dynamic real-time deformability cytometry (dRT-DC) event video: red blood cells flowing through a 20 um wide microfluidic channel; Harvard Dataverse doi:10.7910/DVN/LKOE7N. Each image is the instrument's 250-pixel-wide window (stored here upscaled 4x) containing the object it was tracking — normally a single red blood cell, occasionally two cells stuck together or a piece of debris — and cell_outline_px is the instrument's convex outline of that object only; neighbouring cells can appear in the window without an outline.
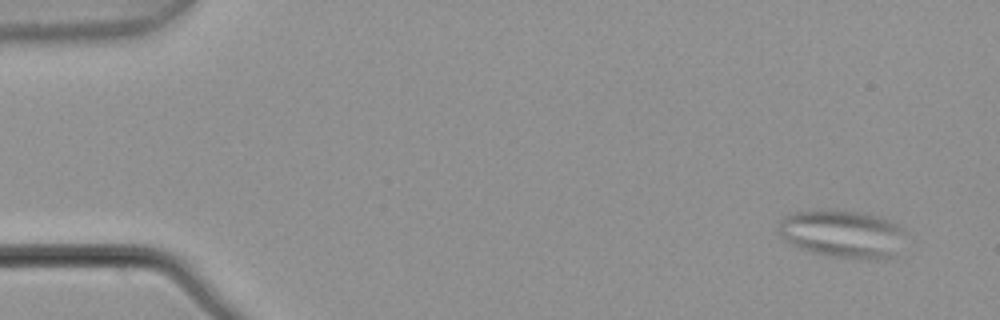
{"species": "common noctule bat (a hibernating species)", "species_latin": "Nyctalus noctula", "temperature_condition": "warm", "stored_images_in_passage": 5, "camera_frame_rate_fps": 3000, "um_per_image_px": 0.085, "animal": {"sex": "male", "body_mass_g": 21.5, "forearm_length_mm": 52.0}, "frame": {"image": 1, "passage_image": 1, "time_ms": 0.0, "image_size_px": [1000, 320], "cell_outline_px": [[900, 228], [892, 256], [832, 256], [816, 252], [804, 248], [788, 240], [780, 232], [780, 220], [796, 212], [828, 208], [856, 212], [876, 216], [888, 220], [896, 224]], "centroid_in_image_um": [71.48, 19.79], "position_along_channel_um": 13.5, "area_um2": 32.66}}